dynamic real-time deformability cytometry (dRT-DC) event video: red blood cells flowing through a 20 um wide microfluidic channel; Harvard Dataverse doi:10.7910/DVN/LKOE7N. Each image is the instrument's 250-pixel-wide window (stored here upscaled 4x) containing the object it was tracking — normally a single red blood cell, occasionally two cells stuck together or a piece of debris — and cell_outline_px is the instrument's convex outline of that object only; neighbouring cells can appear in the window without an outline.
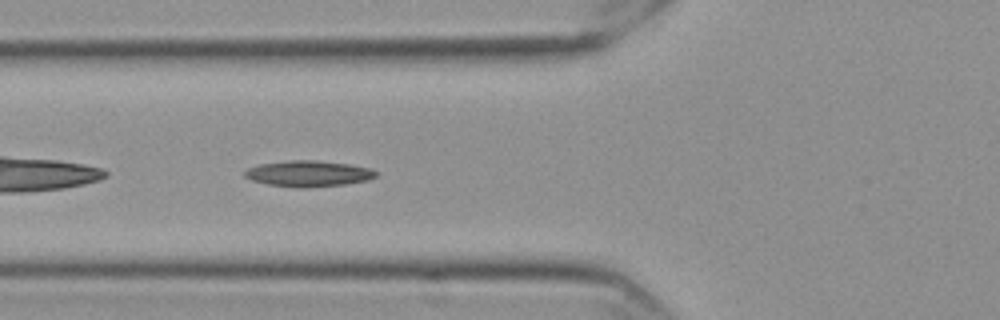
{"species": "Egyptian fruit bat (a non-hibernating species)", "species_latin": "Rousettus aegyptiacus", "temperature_condition": "cold", "stored_images_in_passage": 41, "camera_frame_rate_fps": 3000, "um_per_image_px": 0.085, "frame": {"image": 1, "passage_image": 5, "time_ms": 1.333, "image_size_px": [1000, 320], "cell_outline_px": [[376, 176], [368, 180], [344, 184], [304, 188], [268, 184], [252, 180], [244, 176], [244, 172], [248, 168], [260, 164], [288, 160], [316, 160], [348, 164], [372, 168], [376, 172]], "centroid_in_image_um": [26.22, 14.75], "position_along_channel_um": 99.6, "area_um2": 19.71}}
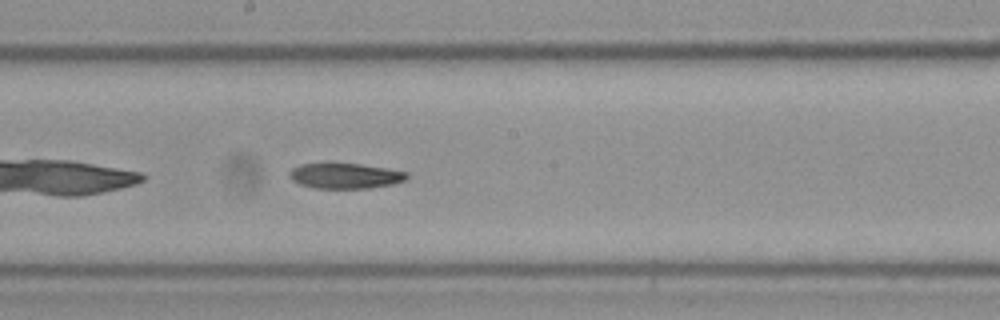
{"frame": {"image": 2, "passage_image": 15, "time_ms": 4.667, "image_size_px": [1000, 320], "cell_outline_px": [[408, 176], [404, 180], [392, 184], [368, 188], [316, 188], [300, 184], [292, 180], [288, 172], [292, 168], [300, 164], [328, 160], [360, 164], [388, 168], [408, 172]], "centroid_in_image_um": [29.28, 14.89], "position_along_channel_um": 218.9, "area_um2": 18.03}}
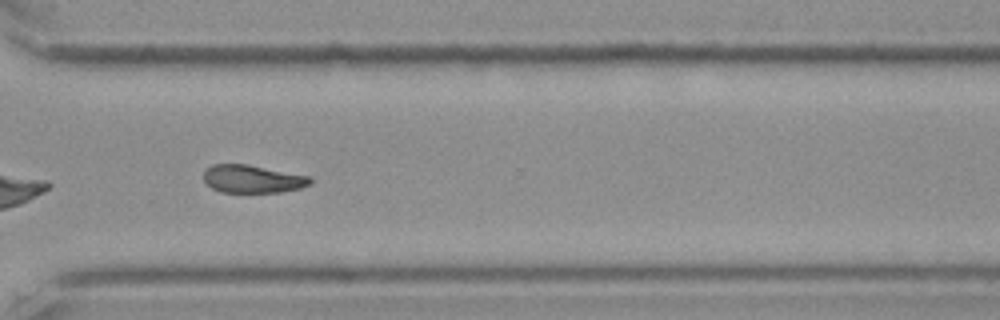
{"frame": {"image": 3, "passage_image": 26, "time_ms": 8.333, "image_size_px": [1000, 320], "cell_outline_px": [[312, 184], [300, 188], [280, 192], [220, 192], [212, 188], [204, 180], [204, 172], [212, 164], [248, 164], [312, 176]], "centroid_in_image_um": [21.51, 15.2], "position_along_channel_um": 349.1, "area_um2": 17.46}}